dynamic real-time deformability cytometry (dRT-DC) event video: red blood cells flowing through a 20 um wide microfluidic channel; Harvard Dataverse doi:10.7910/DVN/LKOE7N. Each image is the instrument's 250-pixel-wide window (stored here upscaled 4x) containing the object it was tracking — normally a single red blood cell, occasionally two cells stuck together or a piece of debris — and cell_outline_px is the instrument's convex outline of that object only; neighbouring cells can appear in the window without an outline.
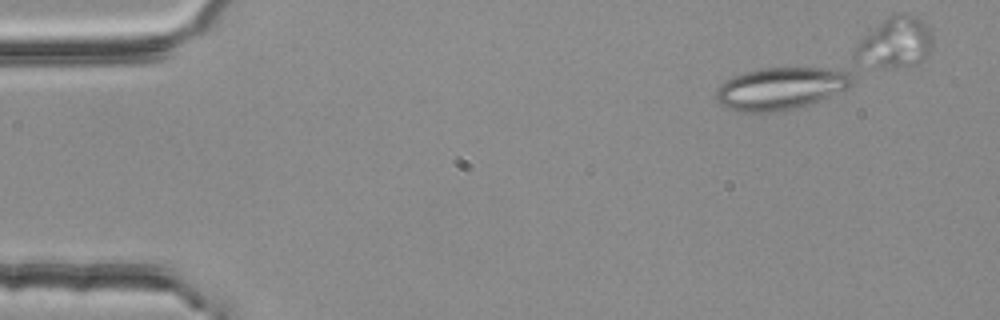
{"species": "common noctule bat (a hibernating species)", "species_latin": "Nyctalus noctula", "temperature_condition": "room temperature", "stored_images_in_passage": 26, "camera_frame_rate_fps": 3000, "um_per_image_px": 0.085, "animal": {"sex": "female", "body_mass_g": 25.1}, "frame": {"image": 1, "passage_image": 1, "time_ms": 0.0, "image_size_px": [1000, 320], "cell_outline_px": [[852, 84], [848, 88], [820, 100], [800, 108], [772, 112], [744, 112], [728, 108], [720, 104], [716, 100], [716, 88], [724, 80], [732, 76], [744, 72], [764, 68], [848, 68], [852, 76]], "centroid_in_image_um": [66.38, 7.51], "position_along_channel_um": 18.6, "area_um2": 33.99}}
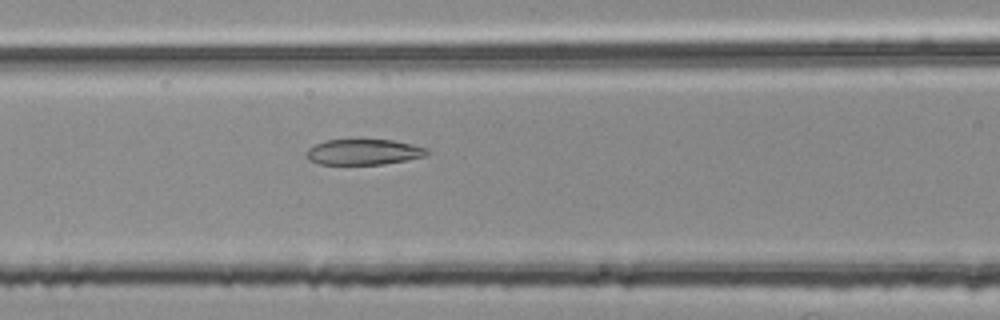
{"frame": {"image": 2, "passage_image": 18, "time_ms": 5.667, "image_size_px": [1000, 320], "cell_outline_px": [[428, 152], [424, 156], [408, 160], [384, 164], [320, 164], [308, 160], [304, 156], [304, 152], [308, 148], [324, 140], [360, 136], [392, 140], [412, 144], [428, 148]], "centroid_in_image_um": [30.84, 12.86], "position_along_channel_um": 135.8, "area_um2": 19.07}}
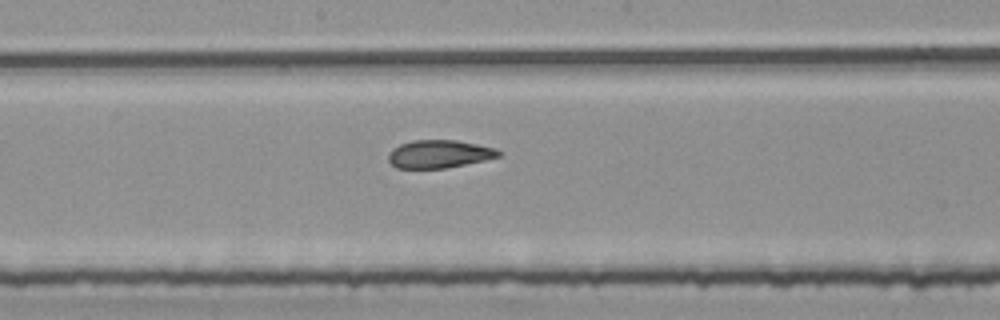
{"frame": {"image": 3, "passage_image": 24, "time_ms": 7.667, "image_size_px": [1000, 320], "cell_outline_px": [[500, 156], [484, 160], [444, 168], [396, 168], [388, 160], [388, 156], [392, 148], [400, 144], [412, 140], [456, 140], [496, 148], [500, 152]], "centroid_in_image_um": [37.3, 13.08], "position_along_channel_um": 210.9, "area_um2": 17.8}}